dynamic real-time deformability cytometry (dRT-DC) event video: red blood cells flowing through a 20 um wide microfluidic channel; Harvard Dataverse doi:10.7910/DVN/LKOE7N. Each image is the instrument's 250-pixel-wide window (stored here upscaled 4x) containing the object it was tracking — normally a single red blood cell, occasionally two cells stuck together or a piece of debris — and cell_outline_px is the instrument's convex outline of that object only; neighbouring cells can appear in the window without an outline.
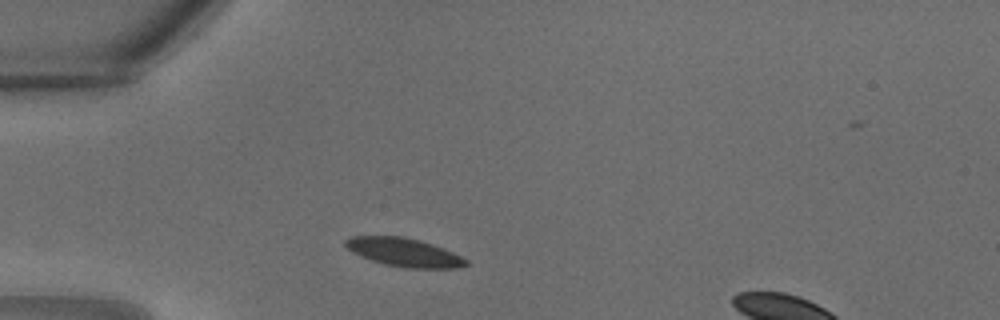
{"species": "common noctule bat (a hibernating species)", "species_latin": "Nyctalus noctula", "temperature_condition": "warm", "stored_images_in_passage": 10, "camera_frame_rate_fps": 3000, "um_per_image_px": 0.085, "animal": {"sex": "male", "body_mass_g": 18.8}, "frame": {"image": 1, "passage_image": 1, "time_ms": 0.0, "image_size_px": [1000, 320], "cell_outline_px": [[468, 264], [460, 268], [404, 268], [384, 264], [360, 256], [352, 252], [344, 244], [344, 240], [352, 236], [404, 236], [420, 240], [444, 248], [468, 260]], "centroid_in_image_um": [34.35, 21.45], "position_along_channel_um": 50.7, "area_um2": 20.06}}
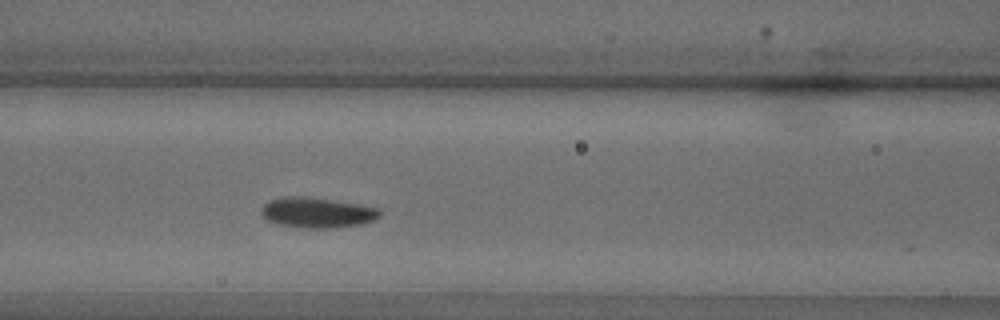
{"frame": {"image": 2, "passage_image": 6, "time_ms": 1.667, "image_size_px": [1000, 320], "cell_outline_px": [[380, 216], [372, 220], [360, 224], [328, 228], [304, 228], [280, 224], [268, 220], [260, 212], [260, 208], [268, 200], [300, 196], [304, 196], [332, 200], [380, 208]], "centroid_in_image_um": [26.94, 18.07], "position_along_channel_um": 139.7, "area_um2": 20.52}}
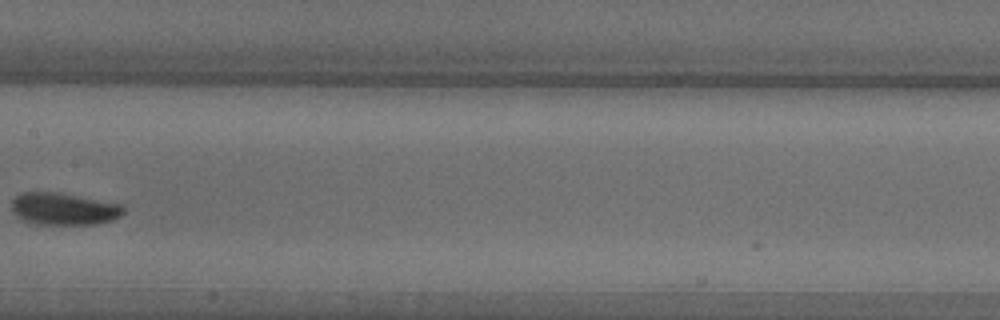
{"frame": {"image": 3, "passage_image": 9, "time_ms": 2.667, "image_size_px": [1000, 320], "cell_outline_px": [[124, 212], [120, 216], [112, 220], [96, 224], [36, 224], [24, 220], [12, 212], [12, 200], [20, 192], [52, 192], [120, 204], [124, 208]], "centroid_in_image_um": [5.39, 17.76], "position_along_channel_um": 202.0, "area_um2": 20.58}}